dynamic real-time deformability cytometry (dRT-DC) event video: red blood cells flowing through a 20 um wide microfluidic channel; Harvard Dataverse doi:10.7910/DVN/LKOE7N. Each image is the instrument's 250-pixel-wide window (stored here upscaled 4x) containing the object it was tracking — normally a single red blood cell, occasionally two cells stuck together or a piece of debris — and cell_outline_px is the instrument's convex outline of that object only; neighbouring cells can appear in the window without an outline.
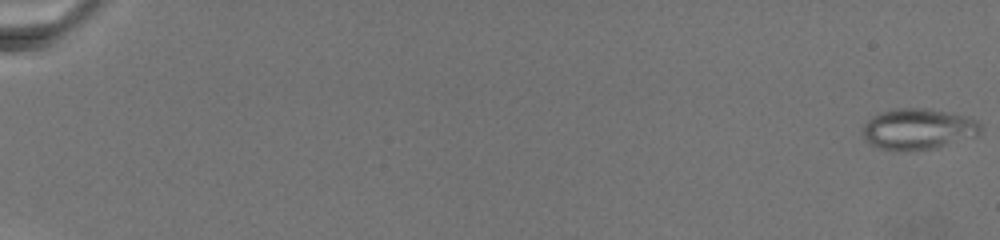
{"species": "common noctule bat (a hibernating species)", "species_latin": "Nyctalus noctula", "temperature_condition": "warm", "stored_images_in_passage": 32, "camera_frame_rate_fps": 3000, "um_per_image_px": 0.085, "animal": {"sex": "female", "body_mass_g": 19.5, "forearm_length_mm": 54.1}, "frame": {"image": 1, "passage_image": 1, "time_ms": 0.0, "image_size_px": [1000, 240], "cell_outline_px": [[984, 128], [976, 136], [936, 148], [880, 148], [872, 144], [860, 132], [864, 124], [872, 116], [896, 108], [924, 108], [964, 116], [976, 120], [984, 124]], "centroid_in_image_um": [78.09, 10.93], "position_along_channel_um": 6.9, "area_um2": 27.4}}
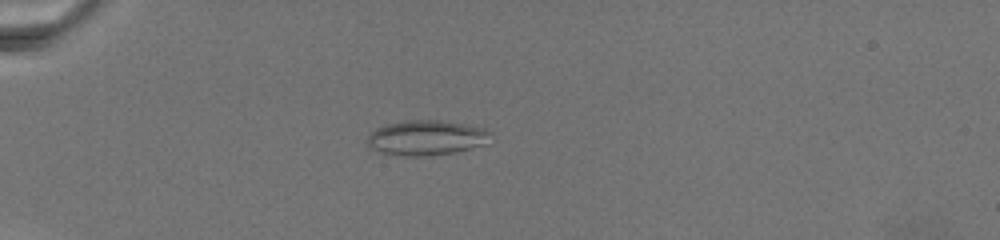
{"frame": {"image": 2, "passage_image": 28, "time_ms": 8.0, "image_size_px": [1000, 240], "cell_outline_px": [[492, 132], [484, 144], [452, 152], [432, 156], [404, 156], [380, 152], [372, 148], [368, 144], [368, 136], [376, 128], [388, 124], [408, 120], [440, 120], [464, 124], [484, 128]], "centroid_in_image_um": [36.22, 11.71], "position_along_channel_um": 48.8, "area_um2": 24.8}}